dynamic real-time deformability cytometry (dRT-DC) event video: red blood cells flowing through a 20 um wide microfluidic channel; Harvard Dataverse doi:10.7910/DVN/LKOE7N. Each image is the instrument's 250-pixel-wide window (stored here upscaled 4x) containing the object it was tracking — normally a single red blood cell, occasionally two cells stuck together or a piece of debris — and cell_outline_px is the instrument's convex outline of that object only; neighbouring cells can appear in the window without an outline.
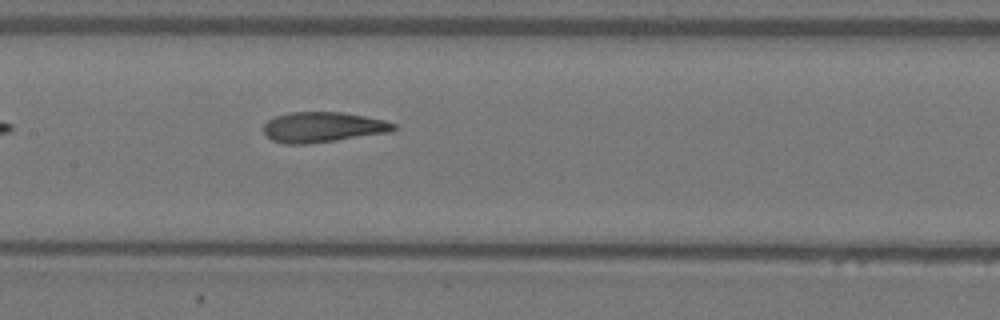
{"species": "Egyptian fruit bat (a non-hibernating species)", "species_latin": "Rousettus aegyptiacus", "temperature_condition": "warm", "stored_images_in_passage": 9, "segment_of_instrument_passage": [1, 2], "camera_frame_rate_fps": 3000, "um_per_image_px": 0.085, "animal": {"sex": "female"}, "frame": {"image": 1, "passage_image": 8, "time_ms": 2.333, "image_size_px": [1000, 320], "cell_outline_px": [[396, 128], [392, 132], [308, 144], [284, 144], [272, 140], [264, 132], [264, 124], [268, 120], [276, 116], [288, 112], [344, 112], [384, 120], [396, 124]], "centroid_in_image_um": [27.45, 10.81], "position_along_channel_um": 180.0, "area_um2": 23.0}}